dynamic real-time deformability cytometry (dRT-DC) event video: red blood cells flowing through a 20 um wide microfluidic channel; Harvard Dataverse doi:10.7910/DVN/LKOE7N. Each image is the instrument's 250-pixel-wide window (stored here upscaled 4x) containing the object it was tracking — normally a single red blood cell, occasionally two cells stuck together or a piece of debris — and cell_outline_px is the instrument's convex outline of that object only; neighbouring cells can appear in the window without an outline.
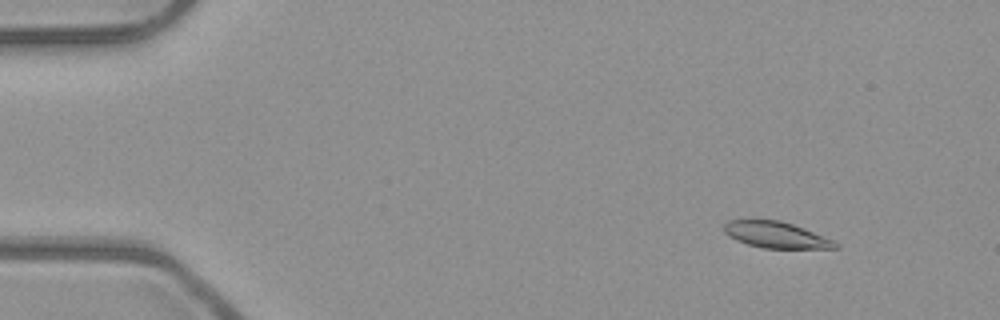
{"species": "common noctule bat (a hibernating species)", "species_latin": "Nyctalus noctula", "temperature_condition": "room temperature", "stored_images_in_passage": 52, "camera_frame_rate_fps": 3000, "um_per_image_px": 0.085, "animal": {"sex": "male", "body_mass_g": 23.1, "forearm_length_mm": 52.7}, "frame": {"image": 1, "passage_image": 4, "time_ms": 1.0, "image_size_px": [1000, 320], "cell_outline_px": [[840, 248], [764, 248], [748, 244], [736, 240], [728, 236], [724, 232], [724, 224], [728, 220], [780, 220], [804, 228], [832, 240], [840, 244]], "centroid_in_image_um": [65.95, 19.96], "position_along_channel_um": 19.1, "area_um2": 16.88}}
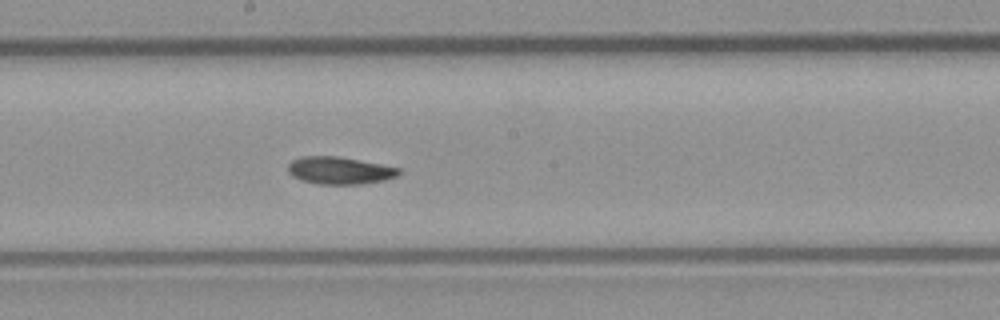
{"frame": {"image": 2, "passage_image": 27, "time_ms": 8.667, "image_size_px": [1000, 320], "cell_outline_px": [[400, 172], [396, 176], [384, 180], [360, 184], [316, 184], [300, 180], [292, 176], [288, 172], [288, 164], [292, 160], [300, 156], [336, 156], [380, 164], [400, 168]], "centroid_in_image_um": [28.81, 14.49], "position_along_channel_um": 219.4, "area_um2": 17.63}}
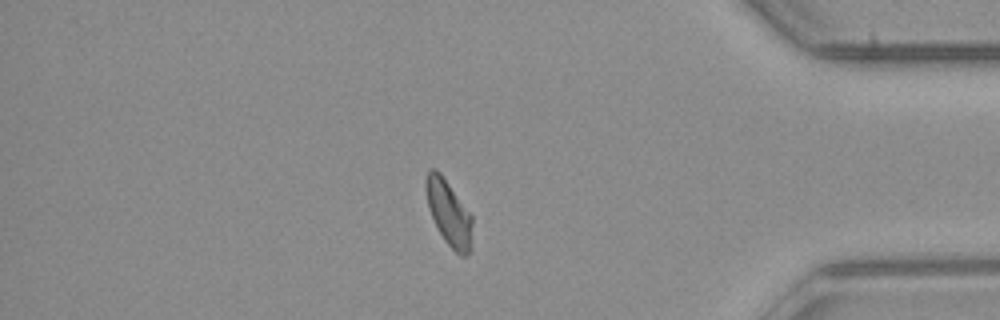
{"frame": {"image": 3, "passage_image": 43, "time_ms": 14.0, "image_size_px": [1000, 320], "cell_outline_px": [[472, 224], [468, 256], [460, 256], [444, 240], [428, 208], [424, 184], [424, 180], [428, 172], [432, 168], [436, 168], [440, 172], [472, 216]], "centroid_in_image_um": [38.12, 18.06], "position_along_channel_um": 397.1, "area_um2": 17.34}, "authors_computed_cell_mechanics": {"area_um2": 17.6579, "velocity_mm_per_s": 3.9437, "shape_relaxation_time_tau1_ms": 7.3297, "shape_relaxation_time_tau2_ms": 8.8004, "deformation_change_tau1": 0.1601, "deformation_change_tau2": 0.1501}}